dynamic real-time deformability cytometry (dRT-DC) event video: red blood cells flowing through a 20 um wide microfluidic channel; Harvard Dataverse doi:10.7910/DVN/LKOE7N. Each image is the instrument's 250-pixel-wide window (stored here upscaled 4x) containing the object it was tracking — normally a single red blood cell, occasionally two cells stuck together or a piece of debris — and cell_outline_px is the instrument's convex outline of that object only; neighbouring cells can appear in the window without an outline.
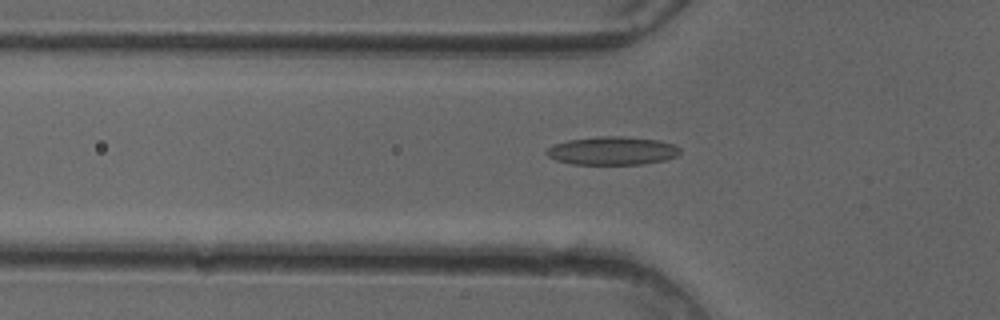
{"species": "common noctule bat (a hibernating species)", "species_latin": "Nyctalus noctula", "temperature_condition": "cold", "stored_images_in_passage": 48, "camera_frame_rate_fps": 3000, "um_per_image_px": 0.085, "animal": {"sex": "female"}, "frame": {"image": 1, "passage_image": 16, "time_ms": 5.0, "image_size_px": [1000, 320], "cell_outline_px": [[680, 152], [676, 156], [664, 160], [644, 164], [572, 164], [556, 160], [548, 156], [544, 152], [552, 144], [568, 140], [600, 136], [620, 136], [660, 140], [676, 144], [680, 148]], "centroid_in_image_um": [52.05, 12.81], "position_along_channel_um": 73.8, "area_um2": 22.14}}
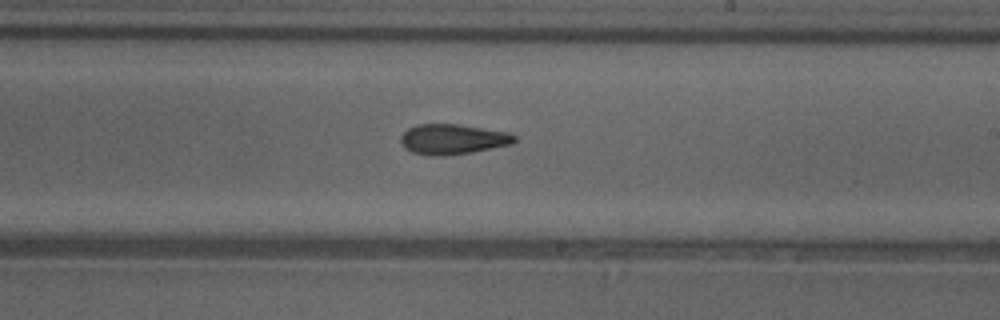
{"frame": {"image": 2, "passage_image": 29, "time_ms": 9.333, "image_size_px": [1000, 320], "cell_outline_px": [[516, 140], [512, 144], [472, 152], [444, 156], [436, 156], [412, 152], [404, 148], [400, 140], [400, 136], [408, 128], [416, 124], [460, 124], [508, 132], [516, 136]], "centroid_in_image_um": [38.47, 11.83], "position_along_channel_um": 250.5, "area_um2": 20.11}}
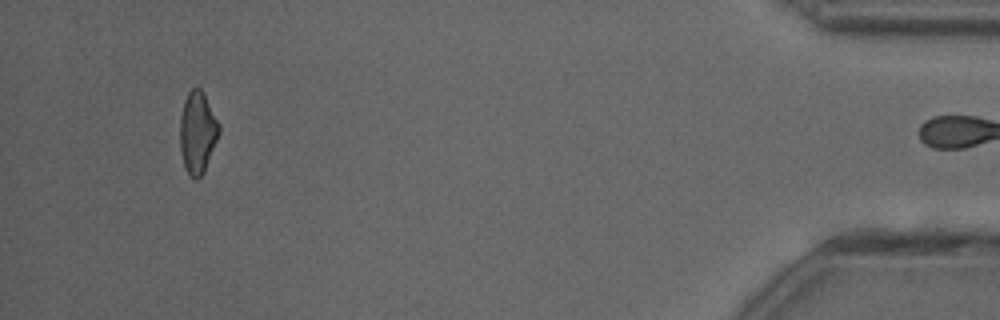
{"frame": {"image": 3, "passage_image": 47, "time_ms": 15.333, "image_size_px": [1000, 320], "cell_outline_px": [[220, 132], [204, 172], [196, 180], [188, 176], [184, 168], [180, 152], [180, 116], [184, 100], [188, 92], [192, 88], [200, 88], [204, 92], [220, 124]], "centroid_in_image_um": [16.78, 11.27], "position_along_channel_um": 418.4, "area_um2": 18.96}, "authors_computed_cell_mechanics": {"area_um2": 20.4034, "velocity_mm_per_s": 4.0498, "shape_relaxation_time_tau1_ms": null, "shape_relaxation_time_tau2_ms": 4.2699, "deformation_change_tau1": null, "deformation_change_tau2": 0.1457}}